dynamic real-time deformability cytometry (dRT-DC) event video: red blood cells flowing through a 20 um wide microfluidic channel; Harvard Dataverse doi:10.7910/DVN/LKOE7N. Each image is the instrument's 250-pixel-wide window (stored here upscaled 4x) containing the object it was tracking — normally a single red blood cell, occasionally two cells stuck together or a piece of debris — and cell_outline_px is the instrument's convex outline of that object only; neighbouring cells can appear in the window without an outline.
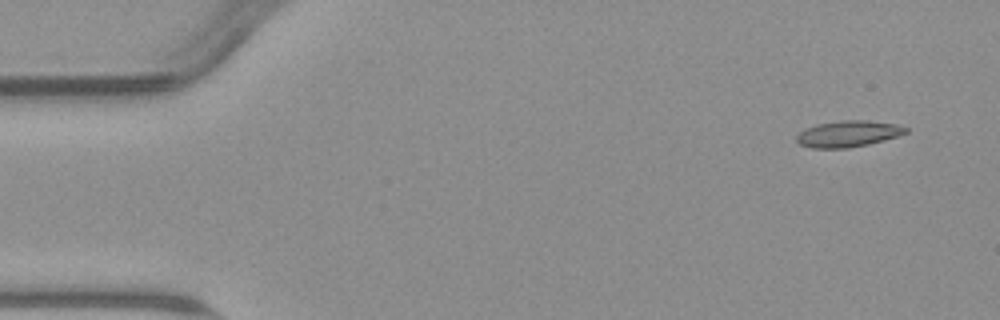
{"species": "common noctule bat (a hibernating species)", "species_latin": "Nyctalus noctula", "temperature_condition": "warm", "stored_images_in_passage": 2, "camera_frame_rate_fps": 3000, "um_per_image_px": 0.085, "animal": {"sex": "male", "body_mass_g": 23.1, "forearm_length_mm": 52.7}, "frame": {"image": 1, "passage_image": 1, "time_ms": 0.0, "image_size_px": [1000, 320], "cell_outline_px": [[908, 132], [884, 140], [868, 144], [848, 148], [812, 148], [800, 144], [796, 140], [796, 136], [804, 128], [816, 124], [840, 120], [868, 120], [896, 124], [908, 128]], "centroid_in_image_um": [72.07, 11.36], "position_along_channel_um": 12.9, "area_um2": 16.76}}
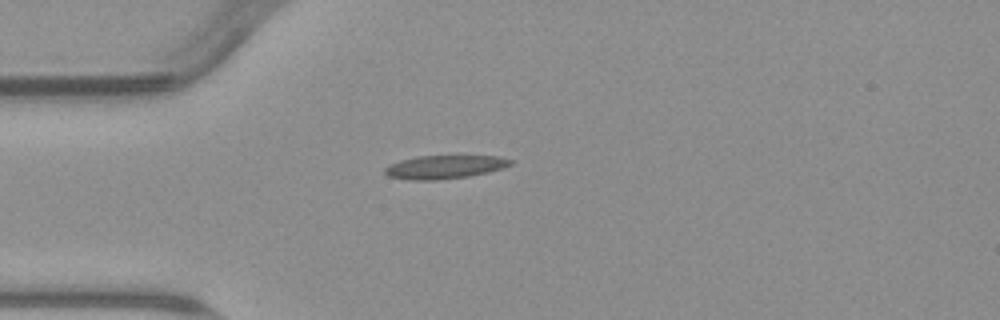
{"frame": {"image": 2, "passage_image": 2, "time_ms": 3.667, "image_size_px": [1000, 320], "cell_outline_px": [[512, 164], [504, 168], [488, 172], [468, 176], [436, 180], [408, 180], [388, 176], [384, 172], [384, 168], [400, 160], [416, 156], [500, 156], [512, 160]], "centroid_in_image_um": [37.79, 14.19], "position_along_channel_um": 47.2, "area_um2": 17.11}}